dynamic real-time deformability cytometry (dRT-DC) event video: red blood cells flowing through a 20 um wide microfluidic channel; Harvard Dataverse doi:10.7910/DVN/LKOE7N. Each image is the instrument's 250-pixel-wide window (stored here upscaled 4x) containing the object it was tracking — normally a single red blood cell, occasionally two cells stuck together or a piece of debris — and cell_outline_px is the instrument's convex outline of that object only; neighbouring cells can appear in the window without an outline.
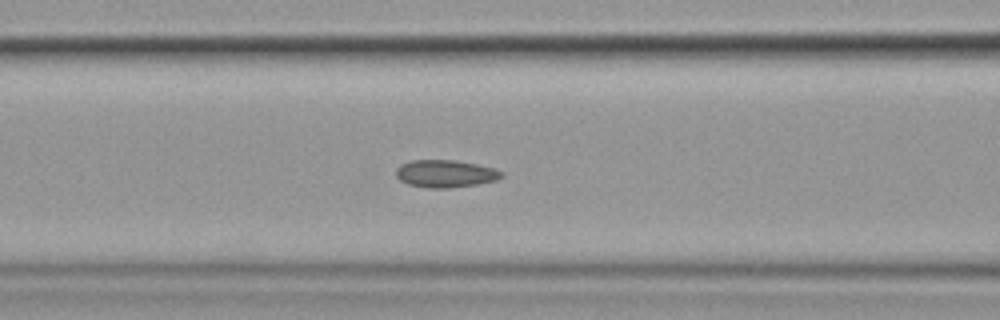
{"species": "common noctule bat (a hibernating species)", "species_latin": "Nyctalus noctula", "temperature_condition": "cold", "stored_images_in_passage": 7, "camera_frame_rate_fps": 3000, "um_per_image_px": 0.085, "animal": {"sex": "female", "body_mass_g": 19.9}, "frame": {"image": 1, "passage_image": 7, "time_ms": 8.0, "image_size_px": [1000, 320], "cell_outline_px": [[504, 176], [496, 180], [476, 184], [452, 188], [428, 188], [408, 184], [400, 180], [396, 176], [396, 168], [400, 164], [412, 160], [452, 160], [476, 164], [492, 168], [504, 172]], "centroid_in_image_um": [37.84, 14.76], "position_along_channel_um": 128.8, "area_um2": 16.88}}